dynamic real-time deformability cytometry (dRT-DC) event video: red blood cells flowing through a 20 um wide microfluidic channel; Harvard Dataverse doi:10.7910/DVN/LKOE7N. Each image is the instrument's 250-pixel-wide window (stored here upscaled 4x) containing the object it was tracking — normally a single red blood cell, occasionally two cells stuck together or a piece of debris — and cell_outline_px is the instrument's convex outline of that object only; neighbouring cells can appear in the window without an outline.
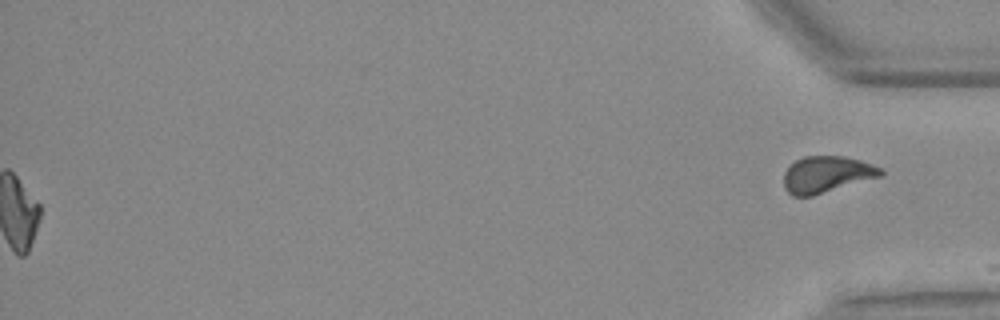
{"species": "Egyptian fruit bat (a non-hibernating species)", "species_latin": "Rousettus aegyptiacus", "temperature_condition": "warm", "stored_images_in_passage": 55, "segment_of_instrument_passage": [2, 2], "camera_frame_rate_fps": 3000, "um_per_image_px": 0.085, "animal": {"sex": "female"}, "frame": {"image": 1, "passage_image": 55, "time_ms": 18.0, "image_size_px": [1000, 320], "cell_outline_px": [[884, 172], [880, 176], [812, 196], [792, 196], [784, 188], [784, 172], [796, 160], [804, 156], [844, 156], [860, 160], [884, 168]], "centroid_in_image_um": [70.26, 14.82], "position_along_channel_um": 364.9, "area_um2": 20.52}}